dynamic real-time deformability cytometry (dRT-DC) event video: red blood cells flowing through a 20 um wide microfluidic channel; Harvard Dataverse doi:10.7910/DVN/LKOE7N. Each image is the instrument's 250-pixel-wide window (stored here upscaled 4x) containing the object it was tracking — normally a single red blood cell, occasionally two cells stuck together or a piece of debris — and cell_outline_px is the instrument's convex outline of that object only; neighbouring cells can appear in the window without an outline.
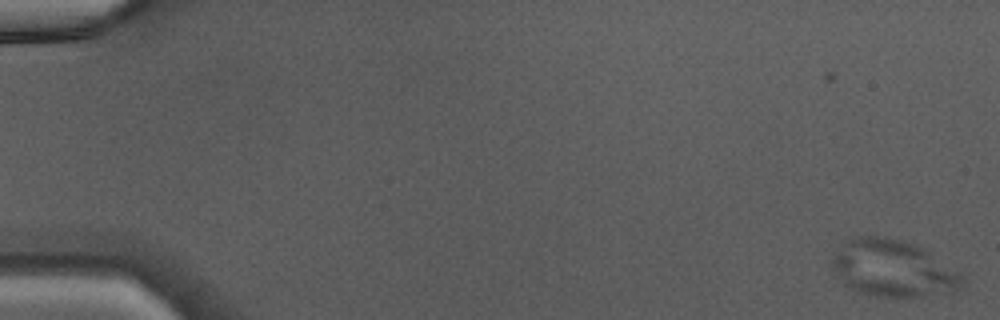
{"species": "Egyptian fruit bat (a non-hibernating species)", "species_latin": "Rousettus aegyptiacus", "temperature_condition": "warm", "stored_images_in_passage": 47, "camera_frame_rate_fps": 3000, "um_per_image_px": 0.085, "animal": {"sex": "male"}, "frame": {"image": 1, "passage_image": 1, "time_ms": 0.0, "image_size_px": [1000, 320], "cell_outline_px": [[964, 280], [960, 288], [952, 292], [920, 296], [872, 296], [848, 288], [844, 284], [832, 264], [832, 256], [852, 236], [884, 236], [916, 244], [928, 248], [960, 272], [964, 276]], "centroid_in_image_um": [75.97, 22.8], "position_along_channel_um": 9.0, "area_um2": 43.29}}
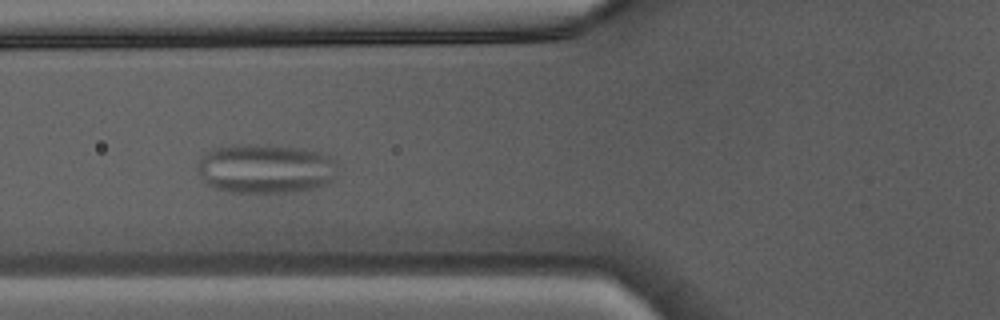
{"frame": {"image": 2, "passage_image": 19, "time_ms": 6.0, "image_size_px": [1000, 320], "cell_outline_px": [[340, 164], [332, 180], [328, 184], [312, 188], [292, 192], [228, 192], [212, 188], [204, 184], [196, 172], [196, 164], [212, 148], [240, 144], [300, 148], [320, 152], [332, 156]], "centroid_in_image_um": [22.56, 14.35], "position_along_channel_um": 103.2, "area_um2": 40.81}}
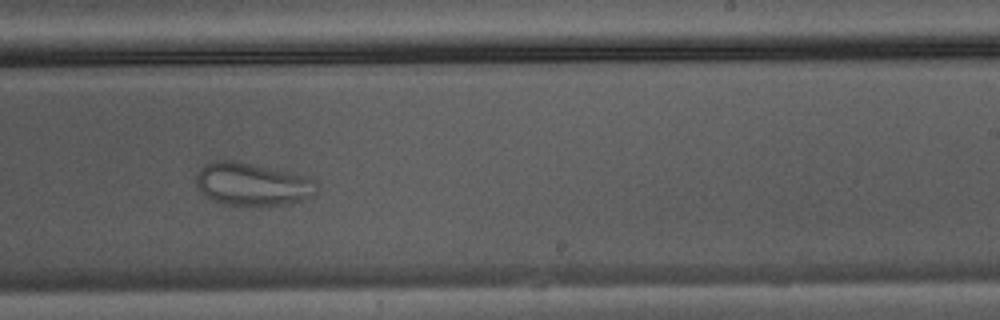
{"frame": {"image": 3, "passage_image": 30, "time_ms": 9.667, "image_size_px": [1000, 320], "cell_outline_px": [[316, 184], [308, 196], [292, 204], [220, 204], [212, 200], [196, 184], [196, 172], [204, 164], [212, 160], [236, 160], [308, 176], [316, 180]], "centroid_in_image_um": [21.38, 15.61], "position_along_channel_um": 267.6, "area_um2": 29.59}}